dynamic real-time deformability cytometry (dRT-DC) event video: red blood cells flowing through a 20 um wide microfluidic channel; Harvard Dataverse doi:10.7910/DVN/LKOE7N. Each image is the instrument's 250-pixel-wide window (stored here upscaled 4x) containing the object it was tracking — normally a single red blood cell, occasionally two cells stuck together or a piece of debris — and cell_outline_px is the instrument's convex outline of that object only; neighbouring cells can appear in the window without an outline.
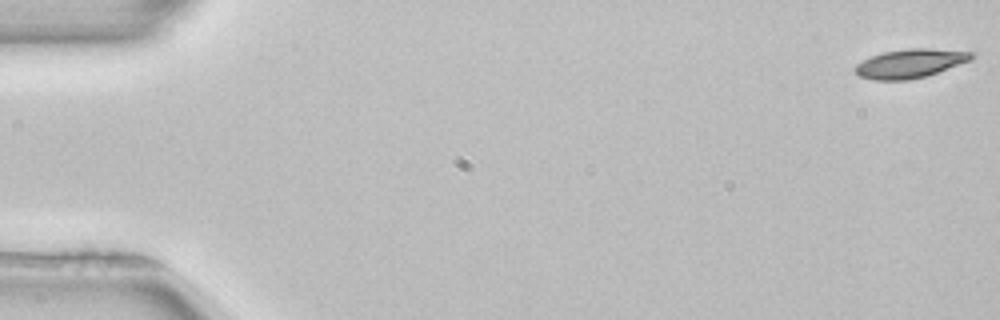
{"species": "common noctule bat (a hibernating species)", "species_latin": "Nyctalus noctula", "temperature_condition": "room temperature", "stored_images_in_passage": 53, "camera_frame_rate_fps": 3000, "um_per_image_px": 0.085, "animal": {"sex": "female", "body_mass_g": 22.7, "forearm_length_mm": 54.2}, "frame": {"image": 1, "passage_image": 1, "time_ms": 0.0, "image_size_px": [1000, 320], "cell_outline_px": [[972, 60], [924, 76], [908, 80], [872, 80], [860, 76], [852, 68], [856, 64], [872, 56], [884, 52], [908, 48], [928, 48], [972, 52]], "centroid_in_image_um": [77.32, 5.39], "position_along_channel_um": 7.7, "area_um2": 19.31}}
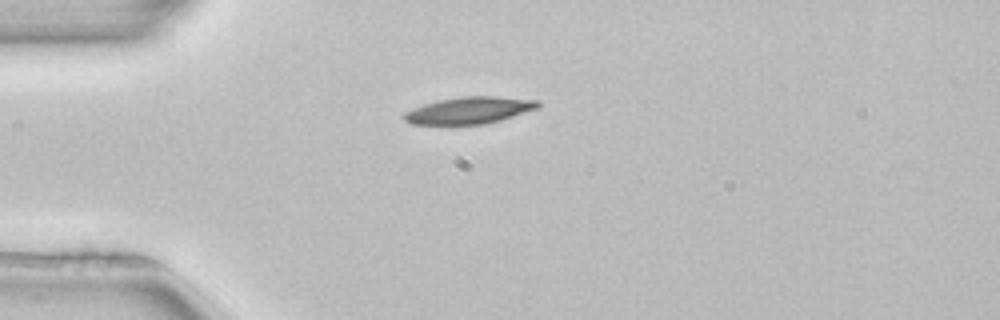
{"frame": {"image": 2, "passage_image": 14, "time_ms": 4.333, "image_size_px": [1000, 320], "cell_outline_px": [[540, 104], [536, 108], [500, 120], [484, 124], [412, 124], [404, 120], [404, 112], [412, 108], [424, 104], [440, 100], [464, 96], [496, 96], [540, 100]], "centroid_in_image_um": [39.88, 9.37], "position_along_channel_um": 45.1, "area_um2": 20.69}}
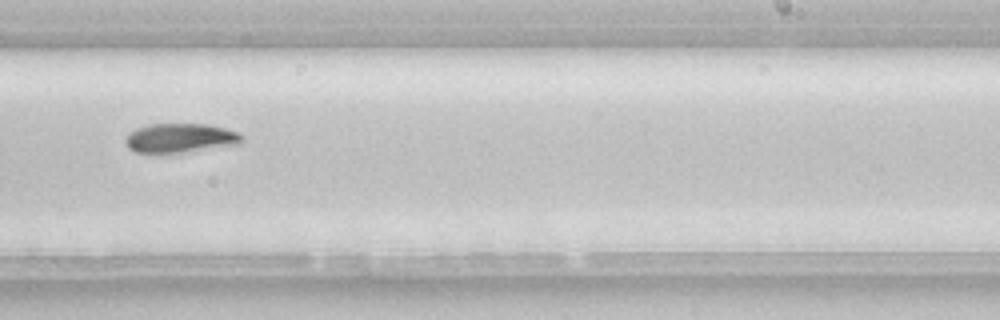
{"frame": {"image": 3, "passage_image": 33, "time_ms": 10.667, "image_size_px": [1000, 320], "cell_outline_px": [[244, 140], [240, 144], [180, 152], [136, 152], [128, 148], [124, 140], [136, 128], [148, 124], [208, 124], [224, 128], [236, 132], [244, 136]], "centroid_in_image_um": [15.34, 11.72], "position_along_channel_um": 273.7, "area_um2": 19.54}, "authors_computed_cell_mechanics": {"area_um2": 19.652, "velocity_mm_per_s": 3.9385, "shape_relaxation_time_tau1_ms": 2.2786, "shape_relaxation_time_tau2_ms": null, "deformation_change_tau1": 0.1181, "deformation_change_tau2": null}}